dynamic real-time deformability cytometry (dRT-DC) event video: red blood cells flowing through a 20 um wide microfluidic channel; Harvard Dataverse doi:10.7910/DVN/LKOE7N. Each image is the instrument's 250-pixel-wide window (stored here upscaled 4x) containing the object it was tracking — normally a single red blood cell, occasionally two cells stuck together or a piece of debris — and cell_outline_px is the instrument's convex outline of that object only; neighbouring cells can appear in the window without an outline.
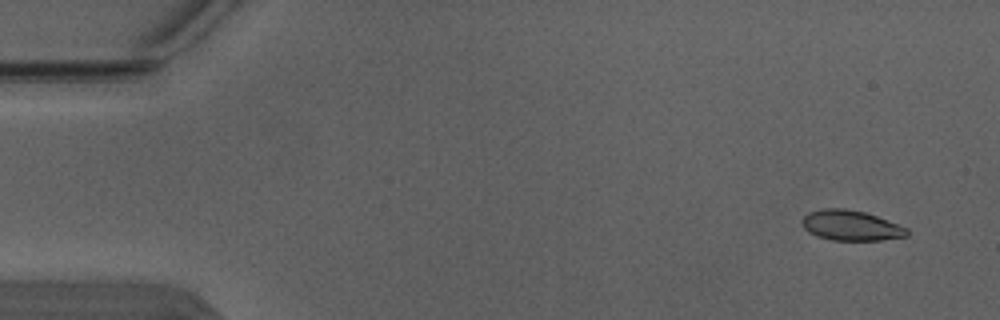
{"species": "Egyptian fruit bat (a non-hibernating species)", "species_latin": "Rousettus aegyptiacus", "temperature_condition": "warm", "stored_images_in_passage": 4, "camera_frame_rate_fps": 3000, "um_per_image_px": 0.085, "animal": {"sex": "male"}, "frame": {"image": 1, "passage_image": 1, "time_ms": 0.0, "image_size_px": [1000, 320], "cell_outline_px": [[908, 236], [880, 240], [832, 240], [816, 236], [808, 232], [804, 228], [800, 220], [808, 212], [824, 208], [844, 208], [864, 212], [876, 216], [908, 228]], "centroid_in_image_um": [72.29, 19.16], "position_along_channel_um": 12.7, "area_um2": 18.5}}
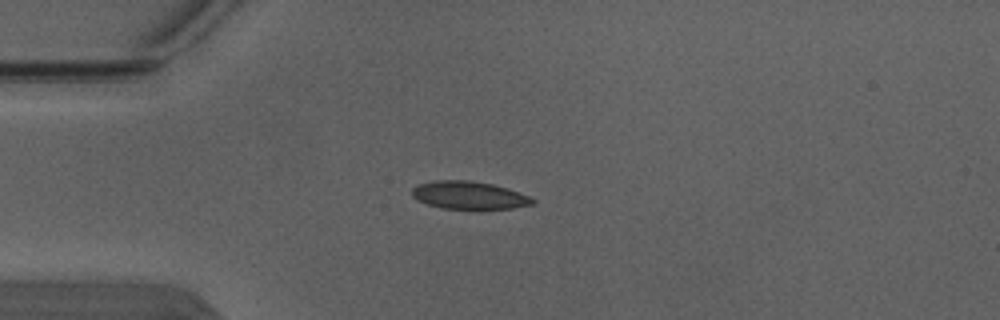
{"frame": {"image": 2, "passage_image": 3, "time_ms": 0.667, "image_size_px": [1000, 320], "cell_outline_px": [[536, 204], [512, 208], [440, 208], [428, 204], [412, 196], [412, 188], [420, 184], [436, 180], [468, 180], [492, 184], [528, 196], [536, 200]], "centroid_in_image_um": [39.86, 16.59], "position_along_channel_um": 45.1, "area_um2": 19.07}}